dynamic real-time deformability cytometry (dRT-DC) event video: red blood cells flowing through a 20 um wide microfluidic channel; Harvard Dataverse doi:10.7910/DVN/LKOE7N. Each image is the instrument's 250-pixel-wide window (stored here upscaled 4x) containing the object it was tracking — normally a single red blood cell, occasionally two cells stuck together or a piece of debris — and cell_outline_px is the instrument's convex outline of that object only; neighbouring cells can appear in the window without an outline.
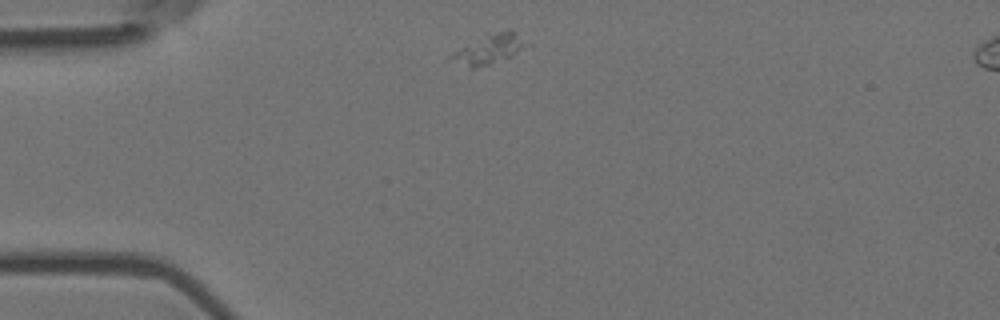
{"species": "Egyptian fruit bat (a non-hibernating species)", "species_latin": "Rousettus aegyptiacus", "temperature_condition": "room temperature", "stored_images_in_passage": 5, "camera_frame_rate_fps": 3000, "um_per_image_px": 0.085, "animal": {"sex": "female"}, "frame": {"image": 1, "passage_image": 1, "time_ms": 0.0, "image_size_px": [1000, 320], "cell_outline_px": [[532, 44], [508, 56], [488, 64], [472, 68], [468, 68], [444, 60], [452, 52], [460, 48], [488, 36], [500, 32], [512, 32]], "centroid_in_image_um": [41.47, 4.25], "position_along_channel_um": 43.5, "area_um2": 12.2}}
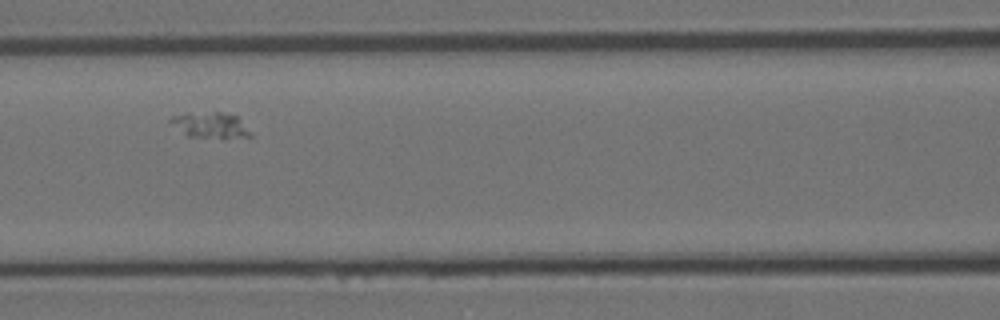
{"frame": {"image": 2, "passage_image": 4, "time_ms": 1.0, "image_size_px": [1000, 320], "cell_outline_px": [[252, 136], [188, 136], [168, 120], [172, 116], [216, 112], [224, 112], [236, 116], [252, 132]], "centroid_in_image_um": [17.92, 10.61], "position_along_channel_um": 148.7, "area_um2": 11.04}}
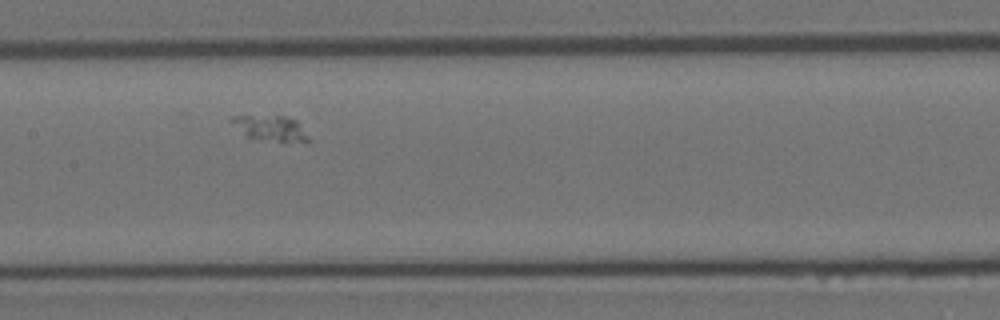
{"frame": {"image": 3, "passage_image": 5, "time_ms": 1.333, "image_size_px": [1000, 320], "cell_outline_px": [[312, 144], [308, 144], [276, 140], [248, 136], [228, 120], [232, 116], [284, 116], [296, 120], [312, 140]], "centroid_in_image_um": [23.12, 10.9], "position_along_channel_um": 184.3, "area_um2": 11.16}}